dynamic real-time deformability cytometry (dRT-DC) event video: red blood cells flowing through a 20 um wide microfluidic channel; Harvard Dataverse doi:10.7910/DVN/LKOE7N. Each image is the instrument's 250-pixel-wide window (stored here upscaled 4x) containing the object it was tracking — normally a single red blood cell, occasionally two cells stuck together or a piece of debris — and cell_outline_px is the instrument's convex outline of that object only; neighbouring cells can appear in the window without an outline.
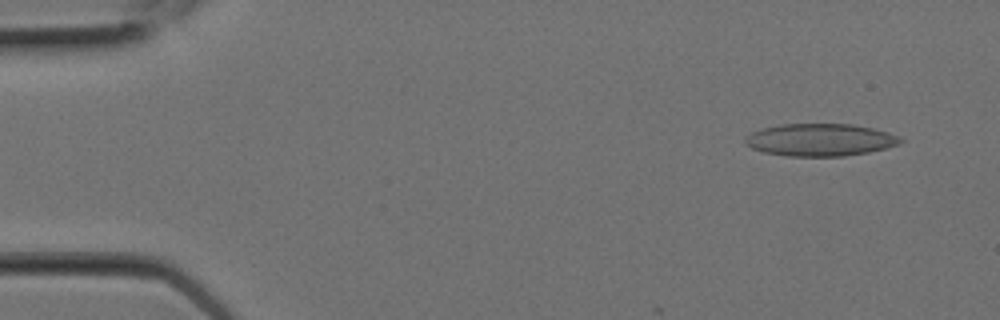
{"species": "Egyptian fruit bat (a non-hibernating species)", "species_latin": "Rousettus aegyptiacus", "temperature_condition": "room temperature", "stored_images_in_passage": 3, "camera_frame_rate_fps": 3000, "um_per_image_px": 0.085, "animal": {"sex": "female"}, "frame": {"image": 1, "passage_image": 1, "time_ms": 0.0, "image_size_px": [1000, 320], "cell_outline_px": [[904, 140], [896, 144], [884, 148], [868, 152], [844, 156], [788, 156], [764, 152], [752, 148], [744, 144], [744, 136], [760, 128], [780, 124], [852, 124], [872, 128], [888, 132], [900, 136]], "centroid_in_image_um": [69.66, 11.88], "position_along_channel_um": 15.3, "area_um2": 29.36}}